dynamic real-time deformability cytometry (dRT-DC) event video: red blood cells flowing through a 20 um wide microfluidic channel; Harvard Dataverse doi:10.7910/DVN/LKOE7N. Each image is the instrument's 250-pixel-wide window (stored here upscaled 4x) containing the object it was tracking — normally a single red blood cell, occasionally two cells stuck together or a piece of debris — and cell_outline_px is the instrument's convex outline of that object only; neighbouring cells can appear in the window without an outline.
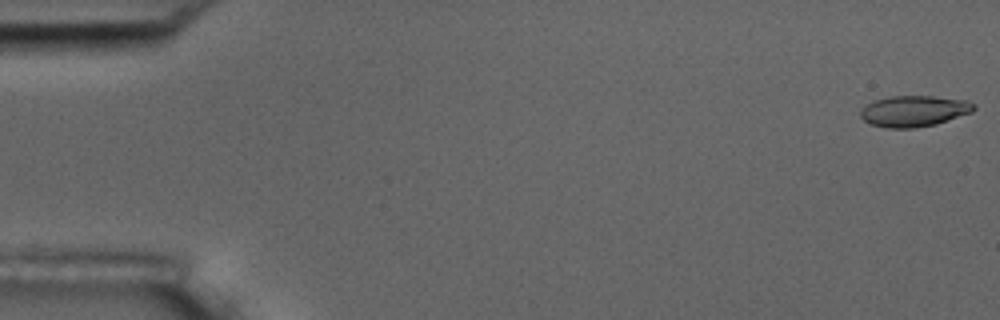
{"species": "common noctule bat (a hibernating species)", "species_latin": "Nyctalus noctula", "temperature_condition": "room temperature", "stored_images_in_passage": 5, "camera_frame_rate_fps": 3000, "um_per_image_px": 0.085, "animal": {"sex": "male", "body_mass_g": 17.5, "forearm_length_mm": 52.3}, "frame": {"image": 1, "passage_image": 1, "time_ms": 0.0, "image_size_px": [1000, 320], "cell_outline_px": [[976, 108], [972, 112], [936, 124], [916, 128], [888, 128], [872, 124], [864, 120], [860, 116], [860, 112], [868, 104], [876, 100], [892, 96], [932, 96], [968, 100], [976, 104]], "centroid_in_image_um": [77.74, 9.44], "position_along_channel_um": 7.3, "area_um2": 20.4}}
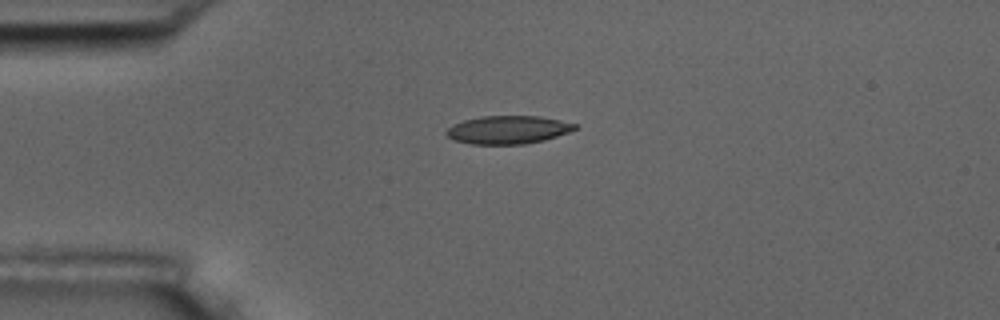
{"frame": {"image": 2, "passage_image": 4, "time_ms": 1.0, "image_size_px": [1000, 320], "cell_outline_px": [[576, 128], [568, 132], [544, 140], [524, 144], [472, 144], [452, 140], [444, 132], [452, 124], [464, 120], [480, 116], [540, 116], [560, 120], [576, 124]], "centroid_in_image_um": [43.13, 11.03], "position_along_channel_um": 41.9, "area_um2": 21.04}}